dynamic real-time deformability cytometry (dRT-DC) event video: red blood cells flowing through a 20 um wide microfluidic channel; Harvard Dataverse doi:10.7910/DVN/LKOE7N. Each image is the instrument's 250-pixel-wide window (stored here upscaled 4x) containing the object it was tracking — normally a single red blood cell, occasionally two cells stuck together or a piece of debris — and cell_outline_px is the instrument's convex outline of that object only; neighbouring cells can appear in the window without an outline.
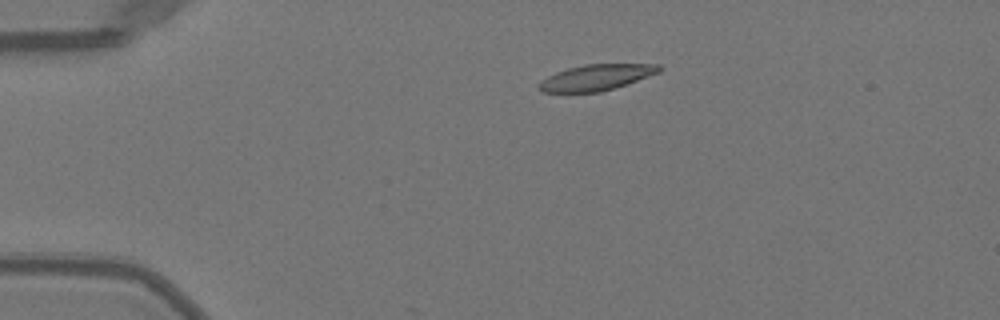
{"species": "Egyptian fruit bat (a non-hibernating species)", "species_latin": "Rousettus aegyptiacus", "temperature_condition": "warm", "stored_images_in_passage": 12, "camera_frame_rate_fps": 3000, "um_per_image_px": 0.085, "animal": {"sex": "female"}, "frame": {"image": 1, "passage_image": 10, "time_ms": 3.0, "image_size_px": [1000, 320], "cell_outline_px": [[664, 68], [660, 72], [600, 92], [544, 92], [540, 88], [540, 80], [556, 72], [568, 68], [584, 64], [660, 64]], "centroid_in_image_um": [50.7, 6.56], "position_along_channel_um": 34.3, "area_um2": 17.86}}